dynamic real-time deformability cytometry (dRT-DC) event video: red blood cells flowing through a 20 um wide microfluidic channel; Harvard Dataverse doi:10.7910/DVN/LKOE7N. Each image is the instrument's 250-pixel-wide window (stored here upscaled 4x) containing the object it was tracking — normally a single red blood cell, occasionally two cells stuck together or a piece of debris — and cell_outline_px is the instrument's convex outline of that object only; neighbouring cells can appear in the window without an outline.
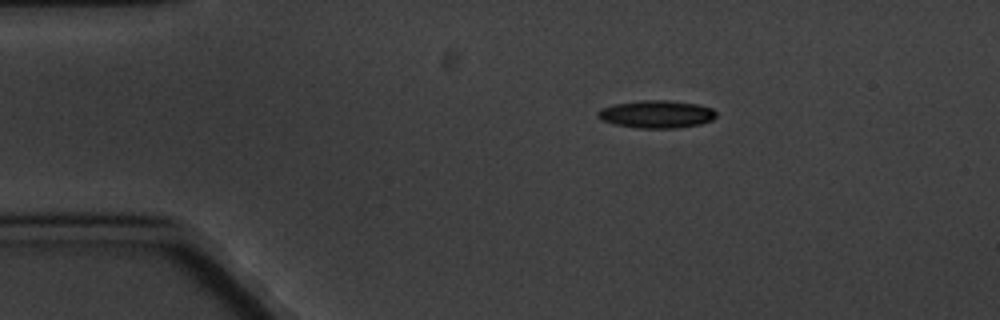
{"species": "common noctule bat (a hibernating species)", "species_latin": "Nyctalus noctula", "temperature_condition": "cold", "stored_images_in_passage": 6, "camera_frame_rate_fps": 3000, "um_per_image_px": 0.085, "animal": {"sex": "male", "body_mass_g": 20.1, "forearm_length_mm": 53.5}, "frame": {"image": 1, "passage_image": 4, "time_ms": 3.333, "image_size_px": [1000, 320], "cell_outline_px": [[716, 116], [712, 120], [700, 124], [676, 128], [640, 128], [612, 124], [596, 116], [596, 112], [600, 108], [612, 104], [644, 100], [668, 100], [696, 104], [712, 108], [716, 112]], "centroid_in_image_um": [55.77, 9.7], "position_along_channel_um": 29.2, "area_um2": 19.13}}
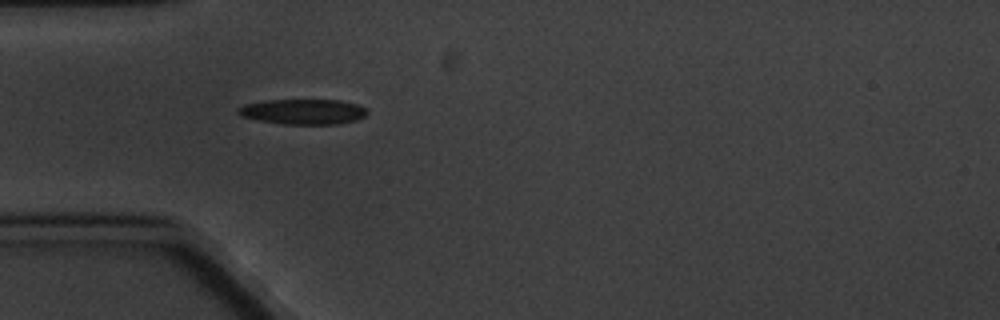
{"frame": {"image": 2, "passage_image": 6, "time_ms": 5.667, "image_size_px": [1000, 320], "cell_outline_px": [[368, 112], [364, 116], [356, 120], [340, 124], [284, 124], [256, 120], [240, 116], [236, 112], [236, 108], [244, 104], [268, 100], [340, 100], [356, 104], [364, 108]], "centroid_in_image_um": [25.72, 9.49], "position_along_channel_um": 59.3, "area_um2": 19.07}}